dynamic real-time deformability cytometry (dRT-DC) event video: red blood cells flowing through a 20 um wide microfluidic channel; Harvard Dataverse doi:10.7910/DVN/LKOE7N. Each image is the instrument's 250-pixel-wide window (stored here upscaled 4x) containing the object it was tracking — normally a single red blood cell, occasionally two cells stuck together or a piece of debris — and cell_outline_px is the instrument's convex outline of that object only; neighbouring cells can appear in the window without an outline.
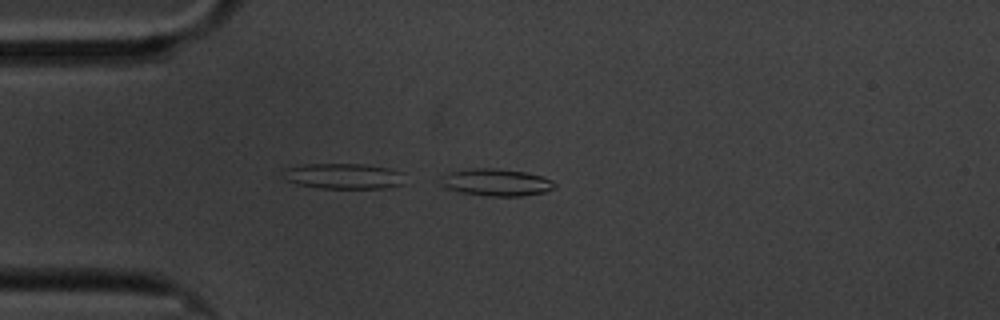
{"species": "common noctule bat (a hibernating species)", "species_latin": "Nyctalus noctula", "temperature_condition": "cold", "stored_images_in_passage": 13, "camera_frame_rate_fps": 3000, "um_per_image_px": 0.085, "animal": {"sex": "male", "body_mass_g": 20.1, "forearm_length_mm": 53.5}, "frame": {"image": 1, "passage_image": 13, "time_ms": 4.0, "image_size_px": [1000, 320], "cell_outline_px": [[556, 188], [544, 192], [520, 196], [488, 196], [460, 192], [444, 188], [440, 184], [440, 176], [448, 172], [476, 168], [496, 168], [528, 172], [544, 176], [552, 180], [556, 184]], "centroid_in_image_um": [42.18, 15.49], "position_along_channel_um": 42.8, "area_um2": 18.32}}